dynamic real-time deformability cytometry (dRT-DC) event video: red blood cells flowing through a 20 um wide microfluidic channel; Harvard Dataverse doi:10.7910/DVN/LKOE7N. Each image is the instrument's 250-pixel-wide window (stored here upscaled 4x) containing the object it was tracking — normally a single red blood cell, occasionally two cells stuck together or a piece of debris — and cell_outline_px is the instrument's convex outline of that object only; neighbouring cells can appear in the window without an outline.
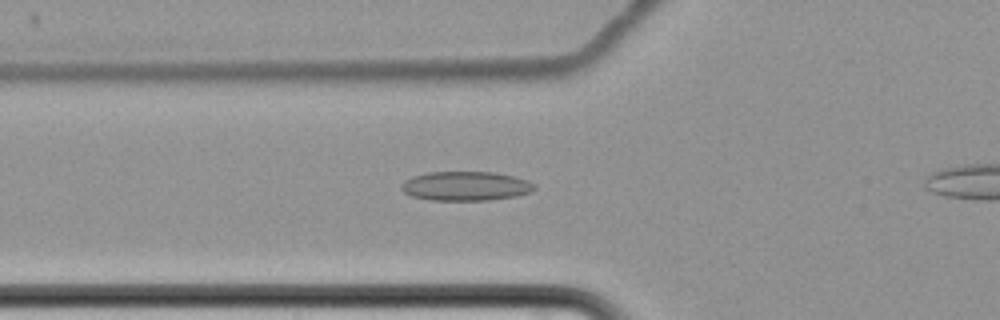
{"species": "common noctule bat (a hibernating species)", "species_latin": "Nyctalus noctula", "temperature_condition": "cold", "stored_images_in_passage": 9, "camera_frame_rate_fps": 3000, "um_per_image_px": 0.085, "animal": {"sex": "female", "body_mass_g": 22.7, "forearm_length_mm": 54.2}, "frame": {"image": 1, "passage_image": 9, "time_ms": 10.333, "image_size_px": [1000, 320], "cell_outline_px": [[536, 188], [532, 192], [516, 196], [488, 200], [432, 200], [412, 196], [404, 192], [400, 188], [400, 184], [404, 180], [412, 176], [428, 172], [496, 172], [516, 176], [528, 180], [536, 184]], "centroid_in_image_um": [39.61, 15.8], "position_along_channel_um": 86.2, "area_um2": 22.95}}